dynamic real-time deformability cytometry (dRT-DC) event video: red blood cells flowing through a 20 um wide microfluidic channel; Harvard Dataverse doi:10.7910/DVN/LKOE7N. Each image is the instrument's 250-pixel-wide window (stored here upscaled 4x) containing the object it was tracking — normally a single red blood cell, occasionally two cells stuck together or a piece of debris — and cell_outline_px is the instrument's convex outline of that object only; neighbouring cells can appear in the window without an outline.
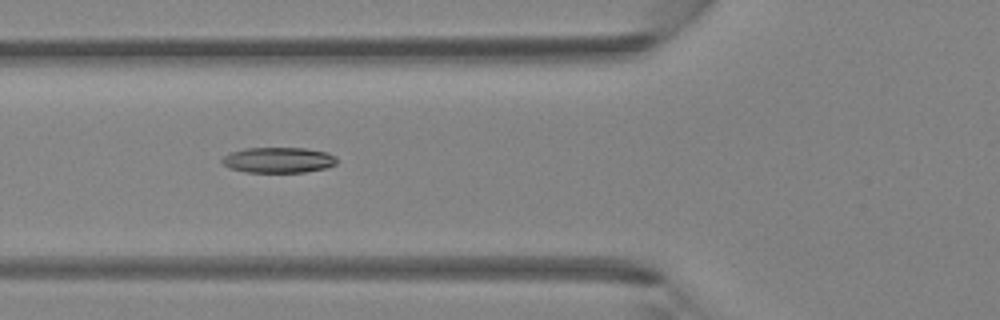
{"species": "Egyptian fruit bat (a non-hibernating species)", "species_latin": "Rousettus aegyptiacus", "temperature_condition": "room temperature", "stored_images_in_passage": 5, "camera_frame_rate_fps": 3000, "um_per_image_px": 0.085, "animal": {"sex": "female"}, "frame": {"image": 1, "passage_image": 5, "time_ms": 1.333, "image_size_px": [1000, 320], "cell_outline_px": [[336, 164], [324, 168], [304, 172], [244, 172], [232, 168], [224, 164], [220, 160], [228, 152], [244, 148], [304, 148], [328, 152], [336, 156]], "centroid_in_image_um": [23.65, 13.59], "position_along_channel_um": 102.1, "area_um2": 17.11}}